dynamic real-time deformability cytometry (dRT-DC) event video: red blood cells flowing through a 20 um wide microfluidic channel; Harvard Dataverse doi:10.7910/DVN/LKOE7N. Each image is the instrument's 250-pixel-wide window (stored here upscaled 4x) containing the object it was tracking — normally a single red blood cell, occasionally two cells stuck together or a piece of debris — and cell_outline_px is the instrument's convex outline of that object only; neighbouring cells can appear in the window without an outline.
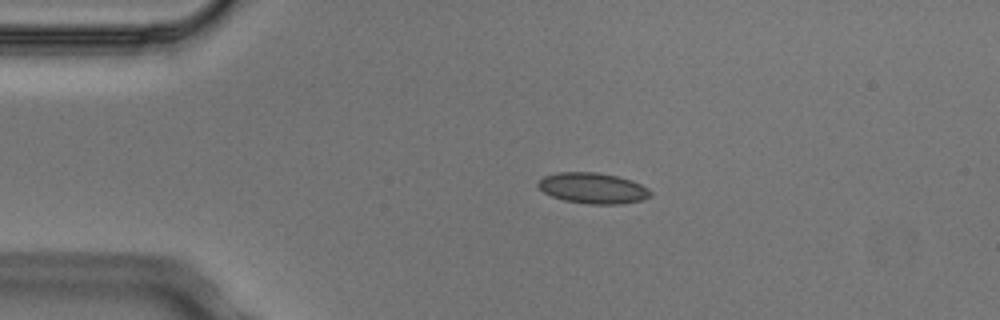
{"species": "Egyptian fruit bat (a non-hibernating species)", "species_latin": "Rousettus aegyptiacus", "temperature_condition": "cold", "stored_images_in_passage": 3, "camera_frame_rate_fps": 3000, "um_per_image_px": 0.085, "animal": {"sex": "male"}, "frame": {"image": 1, "passage_image": 2, "time_ms": 0.333, "image_size_px": [1000, 320], "cell_outline_px": [[652, 196], [640, 200], [624, 204], [588, 204], [564, 200], [552, 196], [544, 192], [536, 184], [544, 176], [556, 172], [596, 172], [616, 176], [632, 180], [648, 188], [652, 192]], "centroid_in_image_um": [50.41, 15.99], "position_along_channel_um": 34.6, "area_um2": 20.17}}